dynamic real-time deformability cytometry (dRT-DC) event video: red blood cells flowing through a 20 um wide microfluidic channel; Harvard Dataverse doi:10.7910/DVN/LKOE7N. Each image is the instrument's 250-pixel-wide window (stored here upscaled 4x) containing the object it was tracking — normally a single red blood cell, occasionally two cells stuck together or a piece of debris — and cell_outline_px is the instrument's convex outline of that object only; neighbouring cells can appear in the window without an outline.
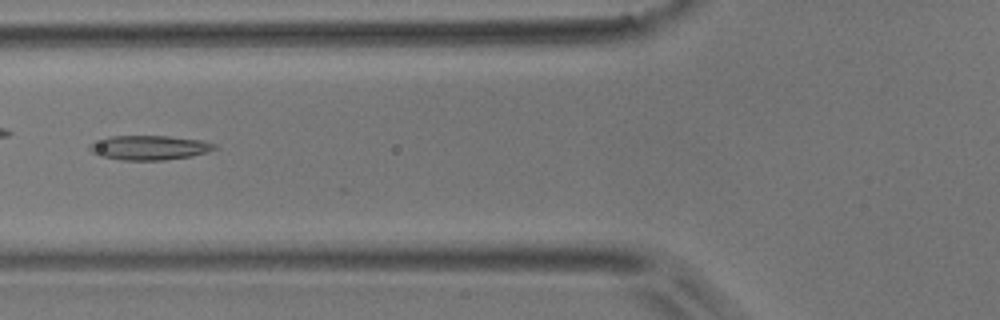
{"species": "common noctule bat (a hibernating species)", "species_latin": "Nyctalus noctula", "temperature_condition": "room temperature", "stored_images_in_passage": 15, "camera_frame_rate_fps": 3000, "um_per_image_px": 0.085, "animal": {"sex": "male", "body_mass_g": 17.9}, "frame": {"image": 1, "passage_image": 4, "time_ms": 1.0, "image_size_px": [1000, 320], "cell_outline_px": [[216, 148], [208, 152], [192, 156], [164, 160], [120, 160], [100, 156], [92, 152], [88, 148], [88, 144], [108, 136], [168, 136], [200, 140], [216, 144]], "centroid_in_image_um": [12.66, 12.55], "position_along_channel_um": 113.1, "area_um2": 17.86}}
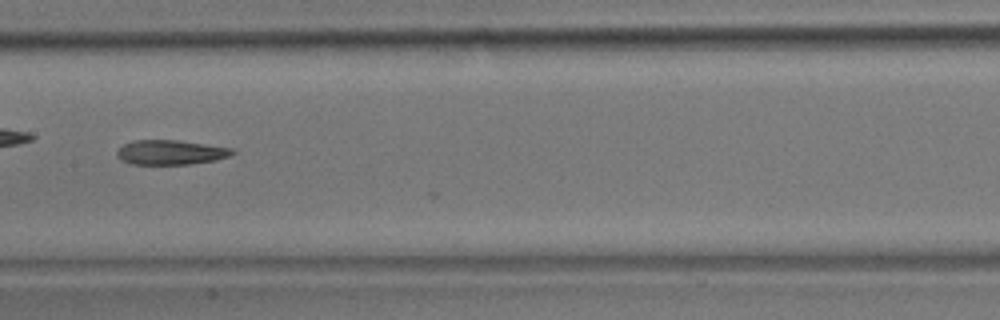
{"frame": {"image": 2, "passage_image": 10, "time_ms": 3.0, "image_size_px": [1000, 320], "cell_outline_px": [[236, 152], [228, 156], [216, 160], [188, 164], [132, 164], [120, 160], [116, 156], [116, 152], [124, 144], [136, 140], [180, 140], [232, 148]], "centroid_in_image_um": [14.49, 12.95], "position_along_channel_um": 192.9, "area_um2": 16.53}}
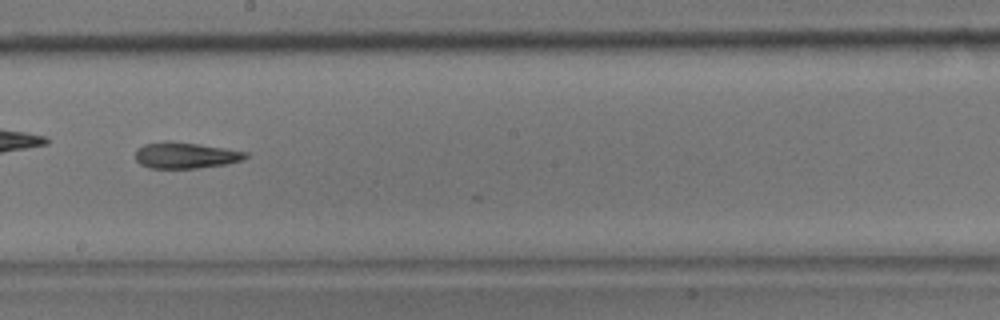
{"frame": {"image": 3, "passage_image": 13, "time_ms": 4.0, "image_size_px": [1000, 320], "cell_outline_px": [[248, 156], [240, 160], [228, 164], [196, 168], [148, 168], [140, 164], [136, 160], [136, 148], [144, 144], [168, 140], [200, 144], [248, 152]], "centroid_in_image_um": [15.74, 13.19], "position_along_channel_um": 232.5, "area_um2": 16.88}}